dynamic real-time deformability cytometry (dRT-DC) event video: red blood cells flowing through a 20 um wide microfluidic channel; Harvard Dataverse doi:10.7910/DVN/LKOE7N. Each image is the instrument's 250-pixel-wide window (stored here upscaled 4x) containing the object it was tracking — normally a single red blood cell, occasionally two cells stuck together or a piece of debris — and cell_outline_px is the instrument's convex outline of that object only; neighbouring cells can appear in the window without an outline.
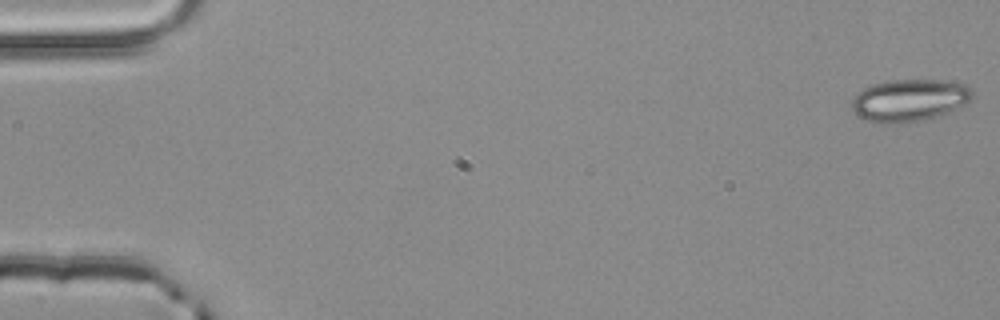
{"species": "common noctule bat (a hibernating species)", "species_latin": "Nyctalus noctula", "temperature_condition": "room temperature", "stored_images_in_passage": 5, "segment_of_instrument_passage": [1, 2], "camera_frame_rate_fps": 3000, "um_per_image_px": 0.085, "animal": {"sex": "male", "body_mass_g": 20.4}, "frame": {"image": 1, "passage_image": 1, "time_ms": 0.0, "image_size_px": [1000, 320], "cell_outline_px": [[972, 100], [956, 108], [924, 120], [868, 120], [860, 116], [852, 108], [852, 100], [856, 92], [864, 88], [888, 80], [944, 80], [964, 84], [972, 92]], "centroid_in_image_um": [77.32, 8.46], "position_along_channel_um": 7.7, "area_um2": 28.38}}
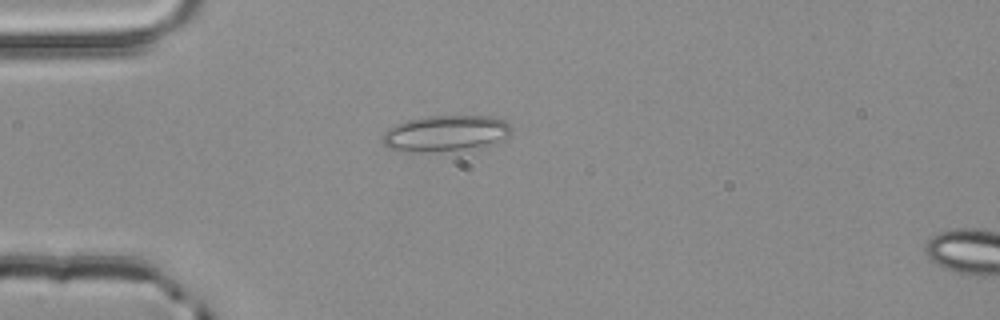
{"frame": {"image": 2, "passage_image": 4, "time_ms": 1.0, "image_size_px": [1000, 320], "cell_outline_px": [[508, 136], [484, 148], [420, 152], [408, 152], [388, 148], [384, 144], [384, 132], [388, 128], [396, 124], [408, 120], [428, 116], [492, 116], [504, 120], [508, 124]], "centroid_in_image_um": [37.87, 11.34], "position_along_channel_um": 47.1, "area_um2": 26.99}}